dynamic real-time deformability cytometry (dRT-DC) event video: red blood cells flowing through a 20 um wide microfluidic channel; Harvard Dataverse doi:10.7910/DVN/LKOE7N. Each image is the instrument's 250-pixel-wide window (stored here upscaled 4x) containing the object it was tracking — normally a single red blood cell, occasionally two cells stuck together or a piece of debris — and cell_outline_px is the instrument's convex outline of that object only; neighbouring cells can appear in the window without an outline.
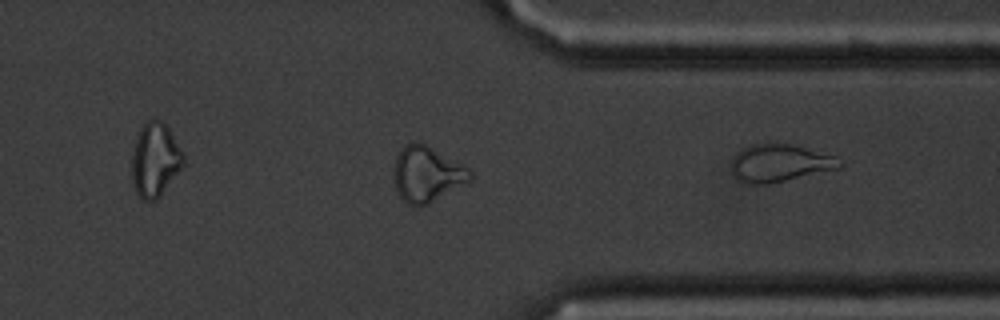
{"species": "common noctule bat (a hibernating species)", "species_latin": "Nyctalus noctula", "temperature_condition": "cold", "stored_images_in_passage": 30, "segment_of_instrument_passage": [2, 2], "camera_frame_rate_fps": 3000, "um_per_image_px": 0.085, "animal": {"sex": "male", "body_mass_g": 20.1, "forearm_length_mm": 53.5}, "frame": {"image": 1, "passage_image": 30, "time_ms": 9.667, "image_size_px": [1000, 320], "cell_outline_px": [[844, 164], [840, 168], [772, 184], [752, 184], [740, 180], [732, 172], [732, 160], [736, 152], [740, 148], [752, 144], [792, 144], [832, 156]], "centroid_in_image_um": [66.26, 13.87], "position_along_channel_um": 345.1, "area_um2": 23.47}}